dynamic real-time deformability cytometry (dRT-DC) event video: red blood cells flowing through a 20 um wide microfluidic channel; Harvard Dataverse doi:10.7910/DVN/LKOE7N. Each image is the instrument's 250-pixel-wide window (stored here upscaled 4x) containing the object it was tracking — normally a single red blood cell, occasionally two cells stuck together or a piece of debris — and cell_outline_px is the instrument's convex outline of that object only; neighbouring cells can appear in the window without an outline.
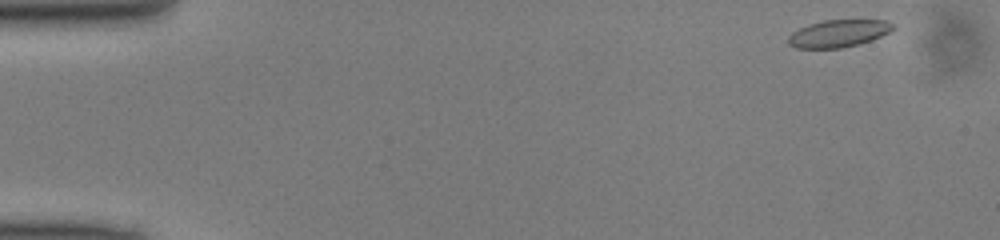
{"species": "common noctule bat (a hibernating species)", "species_latin": "Nyctalus noctula", "temperature_condition": "cold", "stored_images_in_passage": 47, "camera_frame_rate_fps": 3000, "um_per_image_px": 0.085, "animal": {"sex": "male", "body_mass_g": 13.0, "forearm_length_mm": 53.1}, "frame": {"image": 1, "passage_image": 1, "time_ms": 0.0, "image_size_px": [1000, 240], "cell_outline_px": [[896, 28], [872, 40], [860, 44], [840, 48], [796, 48], [788, 44], [788, 36], [792, 32], [808, 24], [824, 20], [884, 20], [896, 24]], "centroid_in_image_um": [71.28, 2.84], "position_along_channel_um": 13.7, "area_um2": 16.76}}
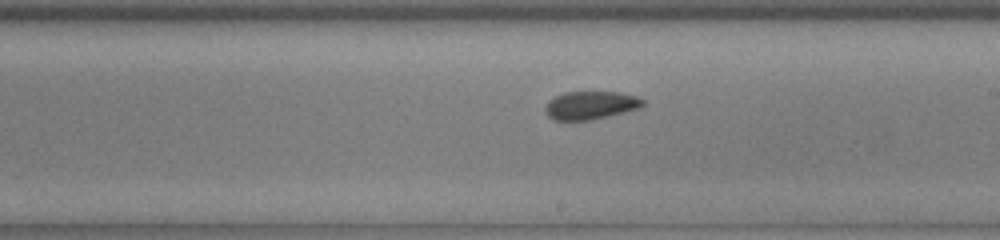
{"frame": {"image": 2, "passage_image": 26, "time_ms": 8.333, "image_size_px": [1000, 240], "cell_outline_px": [[644, 104], [640, 108], [588, 120], [552, 120], [548, 116], [544, 108], [548, 100], [564, 92], [620, 92], [636, 96], [644, 100]], "centroid_in_image_um": [50.17, 8.94], "position_along_channel_um": 238.8, "area_um2": 15.9}}
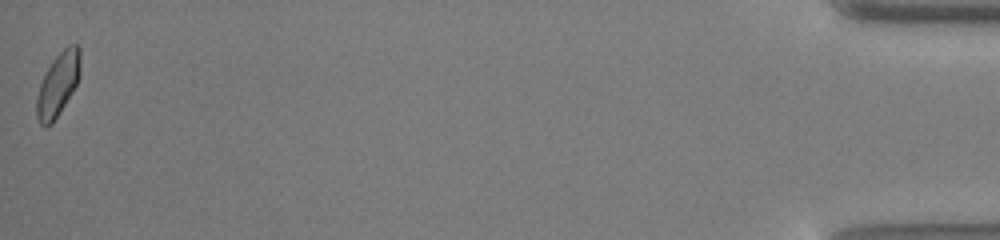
{"frame": {"image": 3, "passage_image": 47, "time_ms": 15.333, "image_size_px": [1000, 240], "cell_outline_px": [[80, 72], [76, 84], [72, 92], [52, 124], [48, 128], [44, 128], [40, 124], [36, 116], [36, 100], [40, 84], [52, 60], [68, 44], [76, 44], [80, 48]], "centroid_in_image_um": [4.92, 7.19], "position_along_channel_um": 430.3, "area_um2": 16.07}}